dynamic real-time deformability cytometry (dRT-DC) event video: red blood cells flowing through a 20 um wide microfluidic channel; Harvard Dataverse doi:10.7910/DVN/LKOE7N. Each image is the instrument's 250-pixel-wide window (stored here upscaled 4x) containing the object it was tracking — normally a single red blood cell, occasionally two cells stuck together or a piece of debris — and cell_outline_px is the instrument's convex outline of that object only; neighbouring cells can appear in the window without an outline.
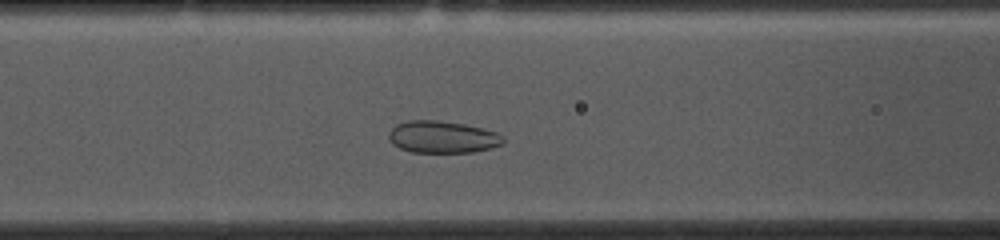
{"species": "common noctule bat (a hibernating species)", "species_latin": "Nyctalus noctula", "temperature_condition": "cold", "stored_images_in_passage": 38, "camera_frame_rate_fps": 3000, "um_per_image_px": 0.085, "animal": {"sex": "female", "body_mass_g": 10.0, "forearm_length_mm": 53.1}, "frame": {"image": 1, "passage_image": 15, "time_ms": 4.667, "image_size_px": [1000, 240], "cell_outline_px": [[504, 144], [492, 148], [472, 152], [412, 152], [400, 148], [392, 144], [388, 140], [388, 132], [396, 124], [408, 120], [436, 120], [464, 124], [484, 128], [496, 132], [504, 136]], "centroid_in_image_um": [37.61, 11.64], "position_along_channel_um": 129.0, "area_um2": 21.62}}
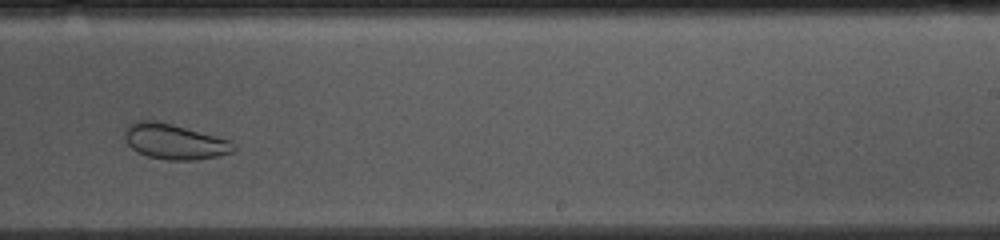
{"frame": {"image": 2, "passage_image": 27, "time_ms": 8.667, "image_size_px": [1000, 240], "cell_outline_px": [[236, 148], [232, 152], [216, 156], [196, 160], [168, 160], [148, 156], [136, 152], [124, 140], [124, 128], [132, 120], [156, 120], [172, 124], [232, 140], [236, 144]], "centroid_in_image_um": [14.8, 12.02], "position_along_channel_um": 274.2, "area_um2": 22.77}}
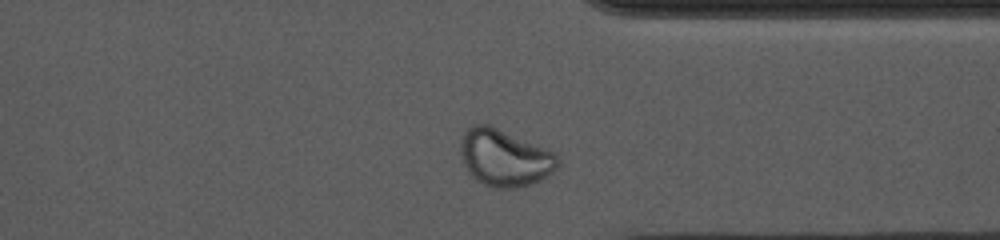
{"frame": {"image": 3, "passage_image": 35, "time_ms": 11.333, "image_size_px": [1000, 240], "cell_outline_px": [[560, 164], [552, 172], [540, 180], [516, 188], [496, 188], [484, 184], [476, 180], [468, 172], [464, 164], [460, 152], [460, 140], [464, 128], [472, 124], [488, 124], [548, 148], [560, 160]], "centroid_in_image_um": [42.86, 13.38], "position_along_channel_um": 368.5, "area_um2": 32.48}, "authors_computed_cell_mechanics": {"area_um2": 23.8136, "velocity_mm_per_s": 3.6397, "shape_relaxation_time_tau1_ms": null, "shape_relaxation_time_tau2_ms": 1.1469, "deformation_change_tau1": null, "deformation_change_tau2": 0.0575}}